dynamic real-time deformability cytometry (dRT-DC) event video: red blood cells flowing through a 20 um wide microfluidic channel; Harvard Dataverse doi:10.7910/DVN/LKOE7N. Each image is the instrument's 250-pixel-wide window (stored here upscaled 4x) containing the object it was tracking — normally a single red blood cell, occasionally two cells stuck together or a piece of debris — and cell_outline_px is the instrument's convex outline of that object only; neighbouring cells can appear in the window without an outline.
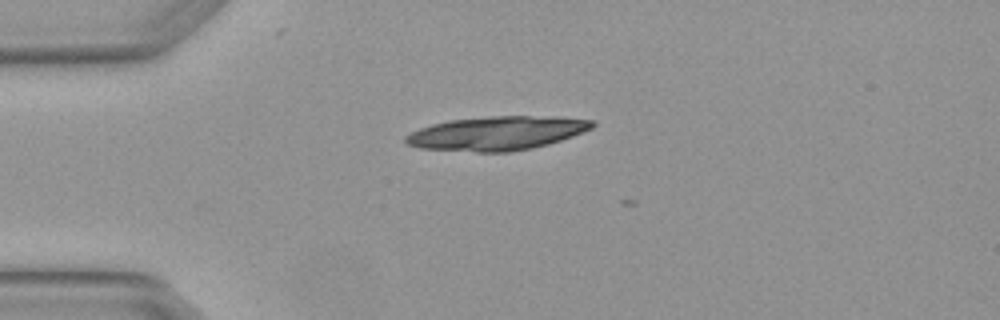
{"species": "Egyptian fruit bat (a non-hibernating species)", "species_latin": "Rousettus aegyptiacus", "temperature_condition": "warm", "stored_images_in_passage": 2, "camera_frame_rate_fps": 3000, "um_per_image_px": 0.085, "animal": {"sex": "female"}, "frame": {"image": 1, "passage_image": 1, "time_ms": 0.0, "image_size_px": [1000, 320], "cell_outline_px": [[596, 124], [592, 128], [572, 136], [548, 144], [532, 148], [508, 152], [476, 152], [420, 148], [408, 144], [404, 140], [404, 136], [420, 128], [432, 124], [448, 120], [488, 116], [556, 116], [592, 120]], "centroid_in_image_um": [42.23, 11.32], "position_along_channel_um": 42.8, "area_um2": 36.88}}